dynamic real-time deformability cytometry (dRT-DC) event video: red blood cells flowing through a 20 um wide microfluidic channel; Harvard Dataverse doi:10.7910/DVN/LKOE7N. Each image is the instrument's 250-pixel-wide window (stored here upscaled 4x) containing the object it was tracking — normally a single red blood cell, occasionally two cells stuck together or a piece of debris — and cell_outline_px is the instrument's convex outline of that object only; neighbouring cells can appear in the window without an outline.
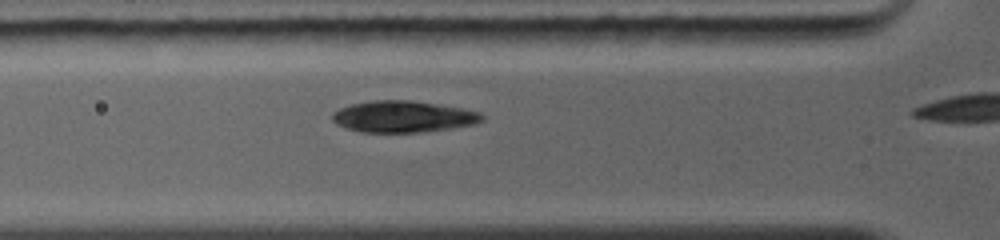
{"species": "common noctule bat (a hibernating species)", "species_latin": "Nyctalus noctula", "temperature_condition": "warm", "stored_images_in_passage": 3, "camera_frame_rate_fps": 5000, "um_per_image_px": 0.085, "animal": {"sex": "female", "body_mass_g": 19.0, "forearm_length_mm": 56.7}, "frame": {"image": 1, "passage_image": 2, "time_ms": 0.8, "image_size_px": [1000, 240], "cell_outline_px": [[484, 120], [476, 124], [420, 132], [360, 132], [336, 124], [332, 120], [332, 112], [340, 108], [352, 104], [372, 100], [408, 100], [436, 104], [460, 108], [480, 112], [484, 116]], "centroid_in_image_um": [34.25, 9.91], "position_along_channel_um": 91.6, "area_um2": 27.28}}